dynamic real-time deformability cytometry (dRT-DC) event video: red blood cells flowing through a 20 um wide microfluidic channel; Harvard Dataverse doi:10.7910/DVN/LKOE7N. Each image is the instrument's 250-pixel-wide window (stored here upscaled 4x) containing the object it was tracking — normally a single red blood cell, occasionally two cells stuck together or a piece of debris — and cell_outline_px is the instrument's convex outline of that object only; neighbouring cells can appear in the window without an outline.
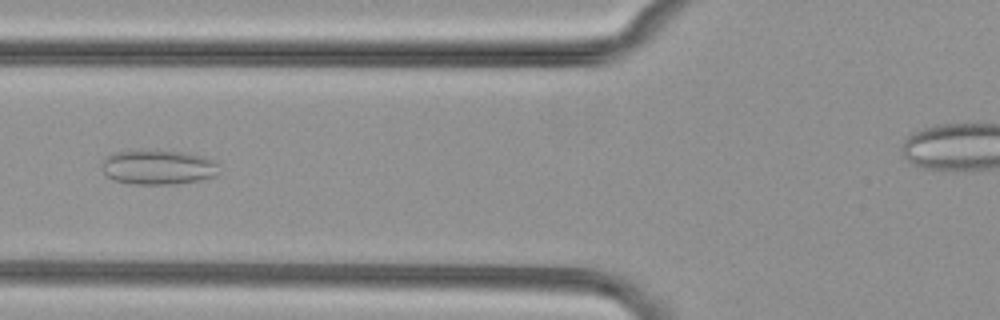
{"species": "common noctule bat (a hibernating species)", "species_latin": "Nyctalus noctula", "temperature_condition": "cold", "stored_images_in_passage": 43, "camera_frame_rate_fps": 3000, "um_per_image_px": 0.085, "animal": {"sex": "female", "body_mass_g": 29.2, "forearm_length_mm": 56.3}, "frame": {"image": 1, "passage_image": 16, "time_ms": 5.0, "image_size_px": [1000, 320], "cell_outline_px": [[220, 172], [216, 176], [200, 180], [172, 184], [132, 184], [112, 180], [104, 172], [100, 164], [104, 156], [112, 152], [184, 152], [204, 156], [212, 160], [216, 164]], "centroid_in_image_um": [13.42, 14.24], "position_along_channel_um": 112.4, "area_um2": 23.41}}
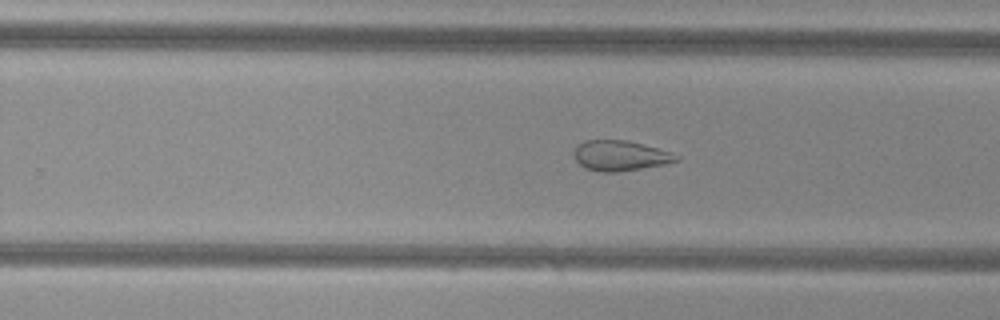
{"frame": {"image": 2, "passage_image": 29, "time_ms": 9.333, "image_size_px": [1000, 320], "cell_outline_px": [[680, 160], [664, 164], [620, 172], [600, 172], [584, 168], [576, 160], [576, 148], [584, 140], [628, 140], [672, 152], [680, 156]], "centroid_in_image_um": [52.76, 13.24], "position_along_channel_um": 277.0, "area_um2": 17.98}}
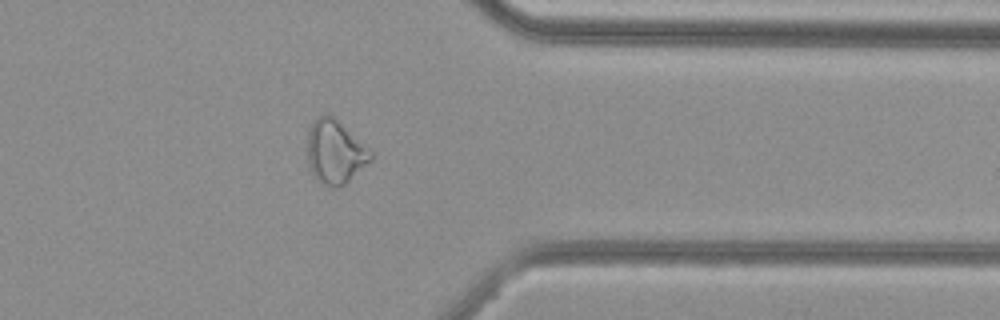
{"frame": {"image": 3, "passage_image": 38, "time_ms": 12.333, "image_size_px": [1000, 320], "cell_outline_px": [[372, 160], [344, 184], [336, 188], [332, 188], [320, 184], [312, 176], [308, 164], [308, 132], [312, 124], [324, 112], [332, 116], [368, 148], [372, 152]], "centroid_in_image_um": [28.45, 12.96], "position_along_channel_um": 382.9, "area_um2": 23.24}}